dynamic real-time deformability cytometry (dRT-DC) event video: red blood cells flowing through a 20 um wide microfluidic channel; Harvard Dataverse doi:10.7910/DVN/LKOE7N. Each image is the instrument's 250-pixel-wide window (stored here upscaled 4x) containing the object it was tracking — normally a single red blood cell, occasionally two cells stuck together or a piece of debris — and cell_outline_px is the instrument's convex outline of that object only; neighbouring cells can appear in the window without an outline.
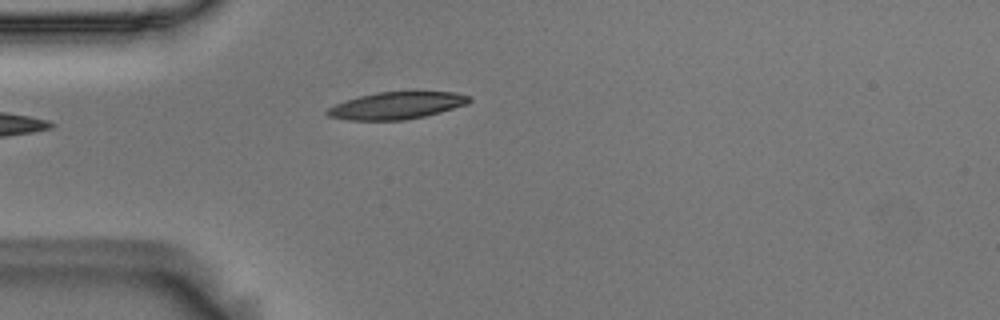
{"species": "Egyptian fruit bat (a non-hibernating species)", "species_latin": "Rousettus aegyptiacus", "temperature_condition": "room temperature", "stored_images_in_passage": 15, "camera_frame_rate_fps": 3000, "um_per_image_px": 0.085, "animal": {"sex": "male"}, "frame": {"image": 1, "passage_image": 1, "time_ms": 0.0, "image_size_px": [1000, 320], "cell_outline_px": [[472, 100], [468, 104], [440, 112], [424, 116], [404, 120], [348, 120], [328, 116], [324, 112], [328, 108], [344, 100], [376, 92], [456, 92], [472, 96]], "centroid_in_image_um": [33.73, 8.97], "position_along_channel_um": 51.3, "area_um2": 22.48}}
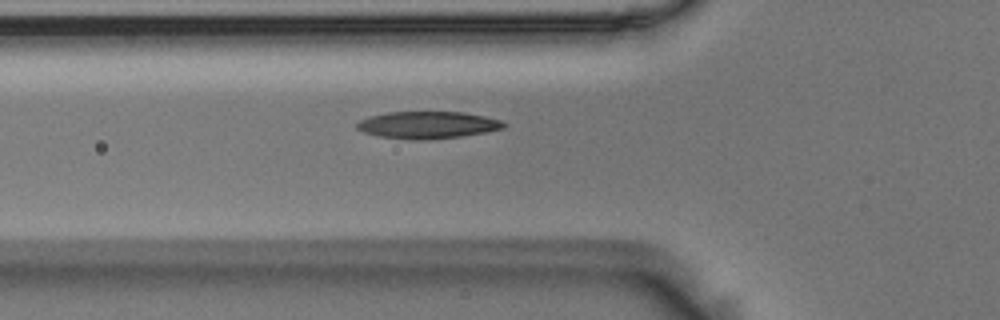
{"frame": {"image": 2, "passage_image": 5, "time_ms": 1.333, "image_size_px": [1000, 320], "cell_outline_px": [[508, 124], [504, 128], [484, 132], [460, 136], [420, 140], [412, 140], [380, 136], [364, 132], [356, 128], [356, 124], [360, 120], [368, 116], [388, 112], [464, 112], [484, 116], [500, 120]], "centroid_in_image_um": [36.34, 10.61], "position_along_channel_um": 89.5, "area_um2": 23.06}}